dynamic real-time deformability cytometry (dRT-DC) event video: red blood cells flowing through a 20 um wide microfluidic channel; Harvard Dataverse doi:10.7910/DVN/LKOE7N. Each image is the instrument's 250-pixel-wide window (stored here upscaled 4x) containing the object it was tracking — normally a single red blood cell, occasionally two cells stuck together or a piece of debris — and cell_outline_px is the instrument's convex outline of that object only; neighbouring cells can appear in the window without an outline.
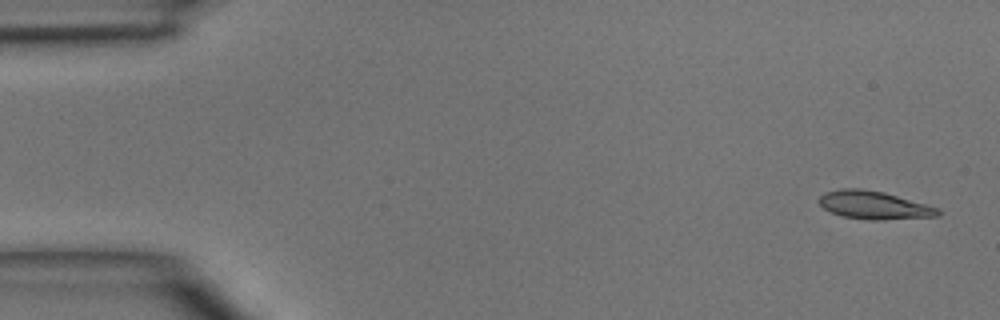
{"species": "common noctule bat (a hibernating species)", "species_latin": "Nyctalus noctula", "temperature_condition": "room temperature", "stored_images_in_passage": 5, "camera_frame_rate_fps": 3000, "um_per_image_px": 0.085, "animal": {"sex": "male", "body_mass_g": 15.6}, "frame": {"image": 1, "passage_image": 1, "time_ms": 0.0, "image_size_px": [1000, 320], "cell_outline_px": [[944, 212], [940, 216], [884, 220], [872, 220], [840, 216], [824, 208], [816, 200], [824, 192], [840, 188], [860, 188], [884, 192], [940, 208]], "centroid_in_image_um": [74.31, 17.44], "position_along_channel_um": 10.7, "area_um2": 19.77}}